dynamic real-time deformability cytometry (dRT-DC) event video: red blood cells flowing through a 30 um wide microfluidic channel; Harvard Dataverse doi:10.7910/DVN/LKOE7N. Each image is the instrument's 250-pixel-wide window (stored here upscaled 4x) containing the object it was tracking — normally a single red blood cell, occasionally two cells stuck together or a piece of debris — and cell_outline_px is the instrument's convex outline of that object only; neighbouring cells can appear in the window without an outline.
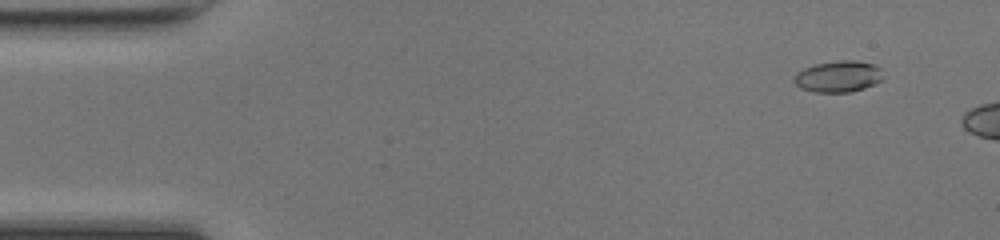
{"species": "common noctule bat (a hibernating species)", "species_latin": "Nyctalus noctula", "temperature_condition": "room temperature", "stored_images_in_passage": 43, "camera_frame_rate_fps": 3000, "um_per_image_px": 0.085, "animal": {"sex": "female", "body_mass_g": 17.0, "forearm_length_mm": 48.0}, "frame": {"image": 1, "passage_image": 4, "time_ms": 1.0, "image_size_px": [1000, 240], "cell_outline_px": [[884, 80], [864, 88], [852, 92], [812, 92], [800, 88], [792, 80], [796, 72], [804, 68], [816, 64], [840, 60], [856, 60], [872, 64], [880, 68], [884, 76]], "centroid_in_image_um": [71.26, 6.51], "position_along_channel_um": 13.7, "area_um2": 16.47}}
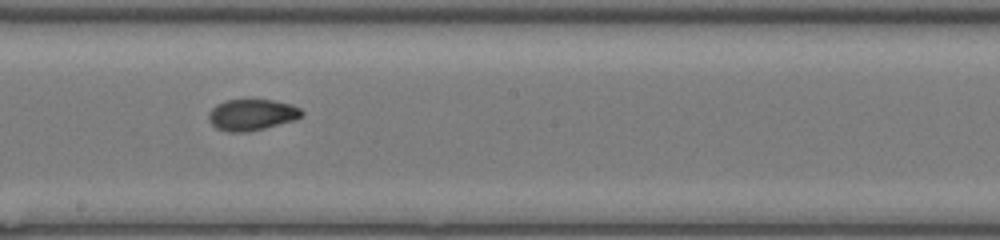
{"frame": {"image": 2, "passage_image": 27, "time_ms": 8.667, "image_size_px": [1000, 240], "cell_outline_px": [[304, 116], [296, 120], [264, 128], [244, 132], [228, 132], [216, 128], [212, 124], [208, 116], [208, 112], [216, 104], [224, 100], [272, 100], [292, 104], [300, 108], [304, 112]], "centroid_in_image_um": [21.43, 9.75], "position_along_channel_um": 226.8, "area_um2": 17.05}}
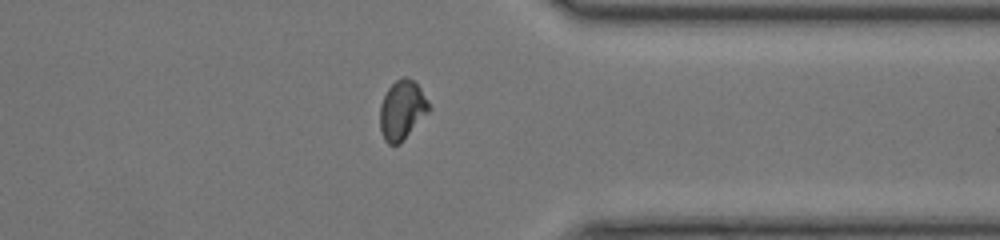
{"frame": {"image": 3, "passage_image": 38, "time_ms": 12.333, "image_size_px": [1000, 240], "cell_outline_px": [[432, 108], [400, 144], [388, 144], [384, 140], [380, 128], [380, 104], [388, 88], [396, 80], [404, 76], [408, 76], [420, 88], [428, 100]], "centroid_in_image_um": [34.18, 9.35], "position_along_channel_um": 377.2, "area_um2": 16.94}, "authors_computed_cell_mechanics": {"area_um2": 16.8776, "velocity_mm_per_s": 4.3004, "shape_relaxation_time_tau1_ms": 9.9926, "shape_relaxation_time_tau2_ms": 2.1058, "deformation_change_tau1": 0.2594, "deformation_change_tau2": 0.0592}}